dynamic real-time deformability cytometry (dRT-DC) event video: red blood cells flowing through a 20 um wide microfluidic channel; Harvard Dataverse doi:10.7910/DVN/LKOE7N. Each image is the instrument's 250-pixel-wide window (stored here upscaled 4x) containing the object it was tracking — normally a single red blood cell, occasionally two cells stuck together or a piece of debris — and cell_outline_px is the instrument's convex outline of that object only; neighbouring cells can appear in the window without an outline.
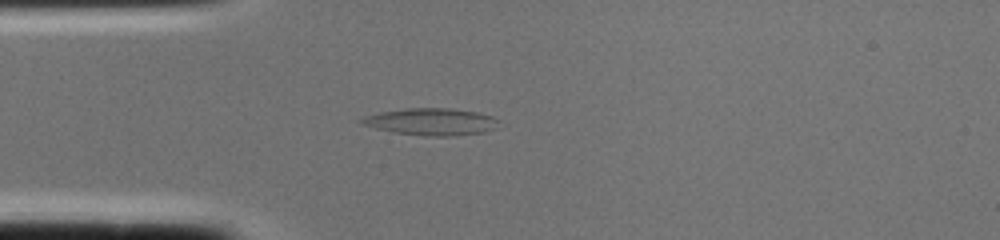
{"species": "common noctule bat (a hibernating species)", "species_latin": "Nyctalus noctula", "temperature_condition": "cold", "stored_images_in_passage": 1, "camera_frame_rate_fps": 3000, "um_per_image_px": 0.085, "animal": {"sex": "female", "body_mass_g": 22.0, "forearm_length_mm": 56.7}, "frame": {"image": 1, "passage_image": 1, "time_ms": 0.0, "image_size_px": [1000, 240], "cell_outline_px": [[500, 120], [496, 128], [484, 132], [456, 136], [424, 136], [396, 132], [376, 128], [360, 124], [356, 120], [364, 116], [380, 112], [408, 108], [448, 108], [480, 112], [492, 116]], "centroid_in_image_um": [36.67, 10.34], "position_along_channel_um": 48.3, "area_um2": 21.79}}